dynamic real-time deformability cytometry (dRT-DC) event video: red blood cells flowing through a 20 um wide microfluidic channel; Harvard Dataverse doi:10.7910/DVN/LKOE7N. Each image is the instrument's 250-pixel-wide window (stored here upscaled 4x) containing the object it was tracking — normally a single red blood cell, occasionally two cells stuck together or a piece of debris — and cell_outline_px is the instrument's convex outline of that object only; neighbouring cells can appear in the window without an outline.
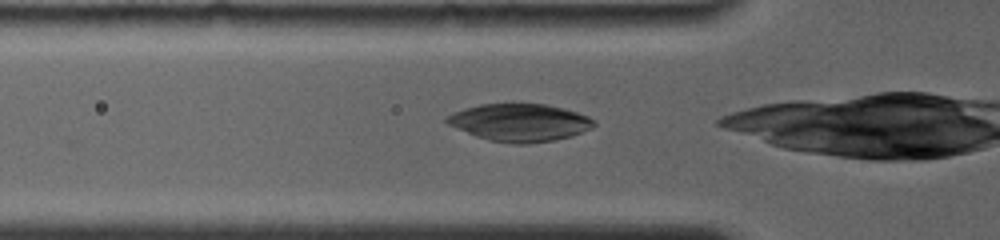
{"species": "common noctule bat (a hibernating species)", "species_latin": "Nyctalus noctula", "temperature_condition": "room temperature", "stored_images_in_passage": 22, "camera_frame_rate_fps": 4000, "um_per_image_px": 0.085, "animal": {"sex": "female", "body_mass_g": 19.0, "forearm_length_mm": 56.7}, "frame": {"image": 1, "passage_image": 2, "time_ms": 0.5, "image_size_px": [1000, 240], "cell_outline_px": [[596, 124], [592, 128], [572, 136], [552, 140], [528, 144], [512, 144], [488, 140], [476, 136], [456, 128], [448, 124], [444, 120], [444, 116], [452, 112], [464, 108], [480, 104], [512, 100], [544, 104], [564, 108], [588, 116], [596, 120]], "centroid_in_image_um": [44.14, 10.37], "position_along_channel_um": 81.7, "area_um2": 33.29}}
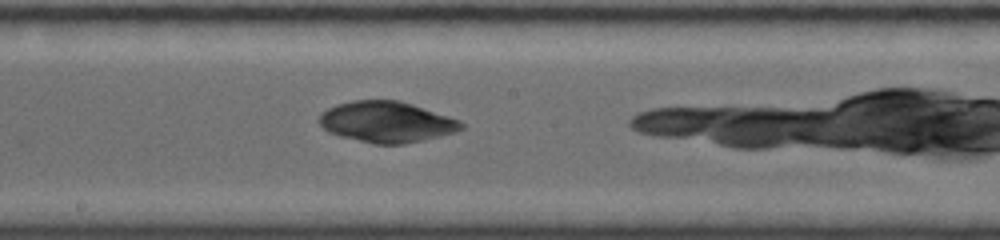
{"frame": {"image": 2, "passage_image": 10, "time_ms": 4.0, "image_size_px": [1000, 240], "cell_outline_px": [[464, 128], [456, 132], [440, 136], [404, 144], [376, 144], [340, 136], [328, 132], [316, 120], [320, 112], [336, 104], [352, 100], [400, 100], [460, 120], [464, 124]], "centroid_in_image_um": [32.83, 10.36], "position_along_channel_um": 215.4, "area_um2": 33.99}}
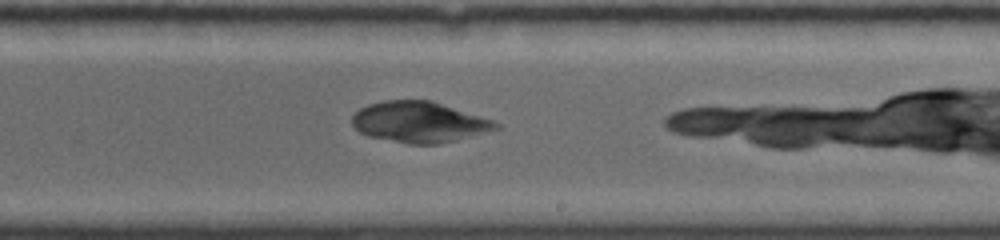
{"frame": {"image": 3, "passage_image": 12, "time_ms": 5.0, "image_size_px": [1000, 240], "cell_outline_px": [[500, 128], [456, 140], [440, 144], [408, 144], [368, 136], [360, 132], [352, 124], [352, 116], [360, 108], [368, 104], [384, 100], [432, 100], [492, 120], [500, 124]], "centroid_in_image_um": [35.62, 10.37], "position_along_channel_um": 253.4, "area_um2": 34.1}}